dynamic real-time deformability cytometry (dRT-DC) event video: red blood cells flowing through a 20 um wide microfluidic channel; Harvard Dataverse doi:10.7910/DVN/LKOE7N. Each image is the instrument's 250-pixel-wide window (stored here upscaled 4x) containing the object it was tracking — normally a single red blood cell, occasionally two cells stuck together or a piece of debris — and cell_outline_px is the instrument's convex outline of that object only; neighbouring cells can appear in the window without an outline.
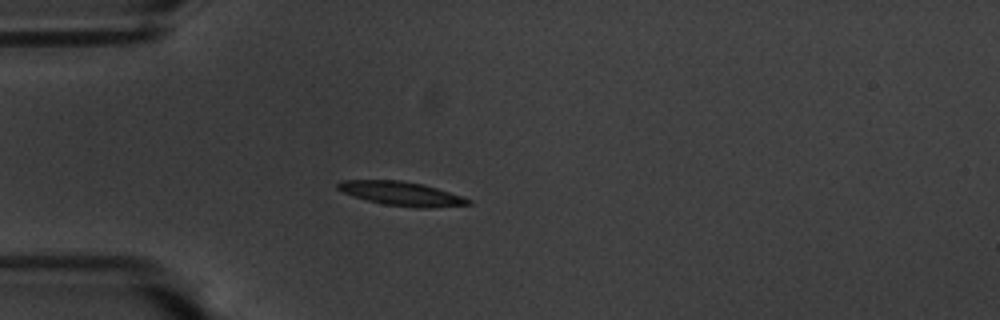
{"species": "common noctule bat (a hibernating species)", "species_latin": "Nyctalus noctula", "temperature_condition": "warm", "stored_images_in_passage": 42, "camera_frame_rate_fps": 3000, "um_per_image_px": 0.085, "animal": {"sex": "male", "body_mass_g": 20.1, "forearm_length_mm": 53.5}, "frame": {"image": 1, "passage_image": 1, "time_ms": 0.0, "image_size_px": [1000, 320], "cell_outline_px": [[472, 204], [428, 208], [412, 208], [384, 204], [368, 200], [344, 192], [336, 188], [336, 184], [340, 180], [400, 180], [424, 184], [472, 200]], "centroid_in_image_um": [34.12, 16.46], "position_along_channel_um": 50.9, "area_um2": 18.09}}
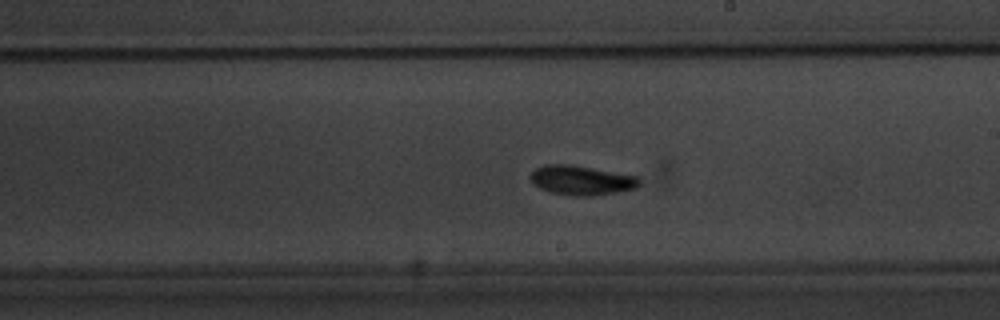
{"frame": {"image": 2, "passage_image": 18, "time_ms": 5.667, "image_size_px": [1000, 320], "cell_outline_px": [[640, 184], [636, 188], [616, 192], [592, 196], [568, 196], [548, 192], [532, 184], [528, 176], [536, 168], [544, 164], [572, 164], [640, 176]], "centroid_in_image_um": [49.4, 15.32], "position_along_channel_um": 239.6, "area_um2": 19.19}}
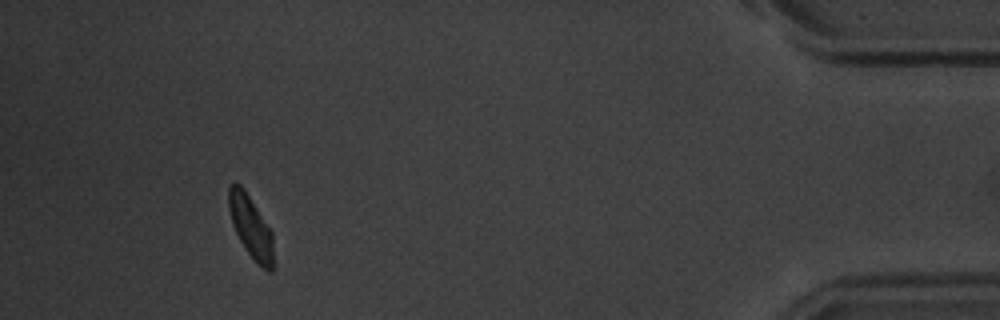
{"frame": {"image": 3, "passage_image": 38, "time_ms": 12.333, "image_size_px": [1000, 320], "cell_outline_px": [[272, 272], [268, 272], [248, 252], [240, 240], [232, 224], [228, 208], [228, 184], [240, 184], [244, 188], [272, 232]], "centroid_in_image_um": [21.28, 19.21], "position_along_channel_um": 413.9, "area_um2": 15.78}, "authors_computed_cell_mechanics": {"area_um2": 17.2822, "velocity_mm_per_s": 3.5291, "shape_relaxation_time_tau1_ms": 2.1436, "shape_relaxation_time_tau2_ms": 4.9072, "deformation_change_tau1": 0.1464, "deformation_change_tau2": 0.1108}}